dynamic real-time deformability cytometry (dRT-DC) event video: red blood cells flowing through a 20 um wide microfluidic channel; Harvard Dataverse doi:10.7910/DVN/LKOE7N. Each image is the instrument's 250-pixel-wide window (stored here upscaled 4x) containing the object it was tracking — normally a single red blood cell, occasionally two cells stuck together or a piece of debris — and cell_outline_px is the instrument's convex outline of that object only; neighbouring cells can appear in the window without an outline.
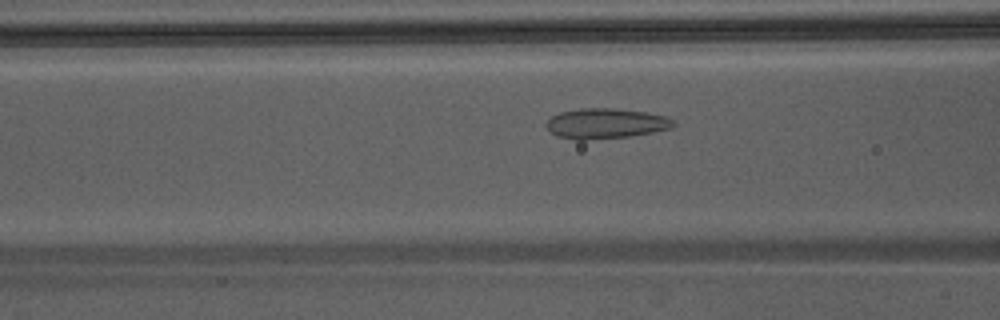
{"species": "Egyptian fruit bat (a non-hibernating species)", "species_latin": "Rousettus aegyptiacus", "temperature_condition": "warm", "stored_images_in_passage": 27, "camera_frame_rate_fps": 3000, "um_per_image_px": 0.085, "animal": {"sex": "male"}, "frame": {"image": 1, "passage_image": 8, "time_ms": 2.333, "image_size_px": [1000, 320], "cell_outline_px": [[676, 124], [672, 128], [652, 132], [628, 136], [584, 140], [576, 140], [556, 136], [544, 124], [552, 116], [560, 112], [580, 108], [616, 108], [648, 112], [664, 116], [672, 120]], "centroid_in_image_um": [51.47, 10.49], "position_along_channel_um": 115.1, "area_um2": 22.37}}
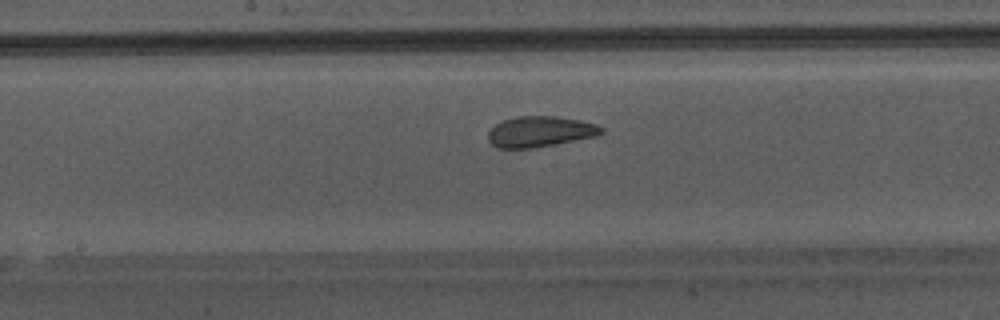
{"frame": {"image": 2, "passage_image": 14, "time_ms": 4.333, "image_size_px": [1000, 320], "cell_outline_px": [[604, 132], [596, 136], [532, 148], [496, 148], [488, 140], [488, 132], [496, 124], [504, 120], [516, 116], [556, 116], [580, 120], [596, 124], [604, 128]], "centroid_in_image_um": [45.9, 11.18], "position_along_channel_um": 202.3, "area_um2": 20.17}}
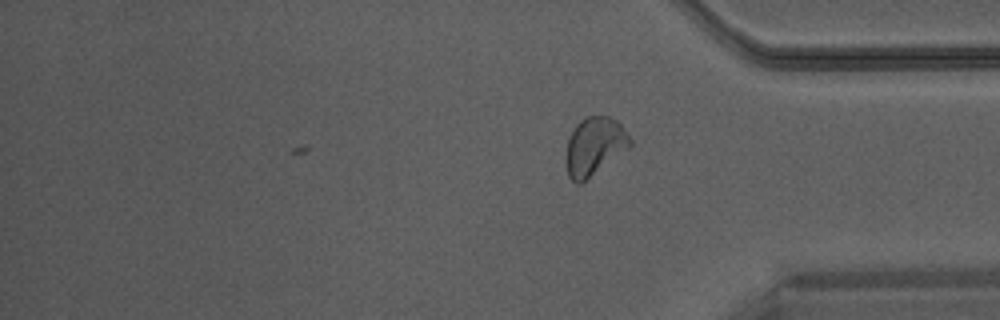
{"frame": {"image": 3, "passage_image": 27, "time_ms": 8.667, "image_size_px": [1000, 320], "cell_outline_px": [[632, 144], [628, 148], [580, 184], [576, 184], [568, 176], [564, 160], [564, 156], [568, 140], [576, 124], [580, 120], [588, 116], [608, 116], [616, 120], [620, 124], [632, 140]], "centroid_in_image_um": [50.49, 12.44], "position_along_channel_um": 384.7, "area_um2": 21.56}}